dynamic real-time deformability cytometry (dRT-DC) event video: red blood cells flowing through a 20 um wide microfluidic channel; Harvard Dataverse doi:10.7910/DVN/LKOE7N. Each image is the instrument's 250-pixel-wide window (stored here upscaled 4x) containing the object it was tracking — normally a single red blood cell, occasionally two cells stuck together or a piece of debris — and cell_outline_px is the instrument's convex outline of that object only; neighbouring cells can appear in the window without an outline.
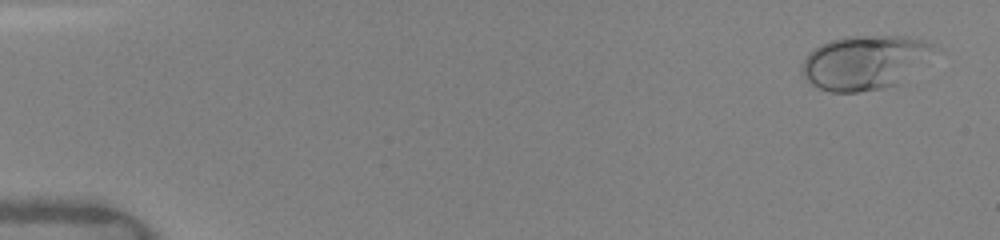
{"species": "human", "species_latin": "Homo sapiens", "temperature_condition": "warm", "stored_images_in_passage": 45, "camera_frame_rate_fps": 3000, "um_per_image_px": 0.085, "donor": {"sex": "female"}, "frame": {"image": 1, "passage_image": 1, "time_ms": 0.0, "image_size_px": [1000, 240], "cell_outline_px": [[932, 48], [900, 84], [860, 92], [832, 92], [820, 88], [812, 84], [800, 72], [800, 68], [808, 52], [820, 44], [832, 40], [848, 36], [908, 36], [932, 44]], "centroid_in_image_um": [73.36, 5.31], "position_along_channel_um": 11.6, "area_um2": 40.63}}
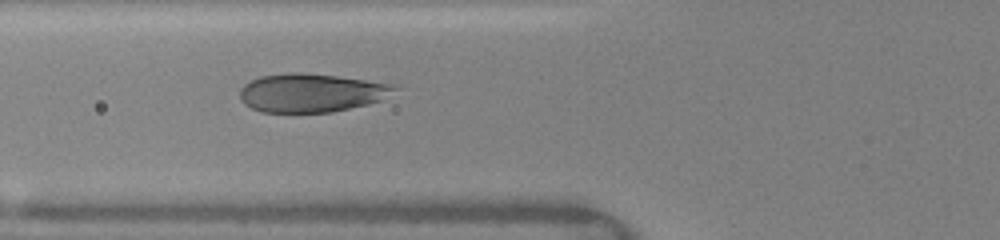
{"frame": {"image": 2, "passage_image": 16, "time_ms": 5.667, "image_size_px": [1000, 240], "cell_outline_px": [[400, 88], [380, 100], [368, 104], [332, 112], [260, 112], [244, 104], [240, 100], [240, 88], [244, 84], [260, 76], [288, 72], [300, 72], [336, 76], [400, 84]], "centroid_in_image_um": [26.48, 7.88], "position_along_channel_um": 99.3, "area_um2": 35.03}}
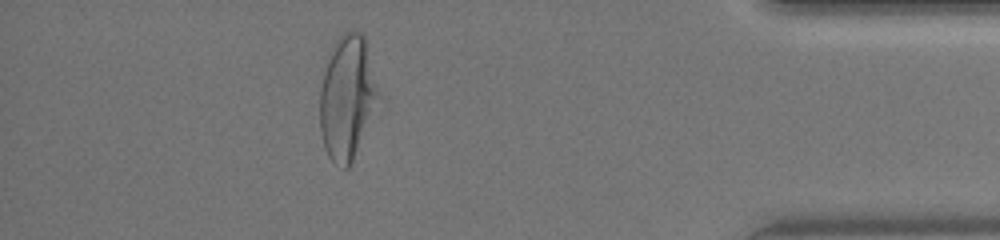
{"frame": {"image": 3, "passage_image": 40, "time_ms": 14.0, "image_size_px": [1000, 240], "cell_outline_px": [[380, 96], [352, 160], [348, 168], [344, 168], [336, 164], [328, 156], [324, 148], [320, 128], [320, 88], [328, 52], [332, 44], [348, 28], [360, 32], [364, 36], [380, 92]], "centroid_in_image_um": [29.49, 8.22], "position_along_channel_um": 405.7, "area_um2": 42.14}, "authors_computed_cell_mechanics": {"area_um2": 37.3966, "velocity_mm_per_s": 4.1058, "shape_relaxation_time_tau1_ms": 3.1672, "shape_relaxation_time_tau2_ms": null, "deformation_change_tau1": 0.1751, "deformation_change_tau2": null}}